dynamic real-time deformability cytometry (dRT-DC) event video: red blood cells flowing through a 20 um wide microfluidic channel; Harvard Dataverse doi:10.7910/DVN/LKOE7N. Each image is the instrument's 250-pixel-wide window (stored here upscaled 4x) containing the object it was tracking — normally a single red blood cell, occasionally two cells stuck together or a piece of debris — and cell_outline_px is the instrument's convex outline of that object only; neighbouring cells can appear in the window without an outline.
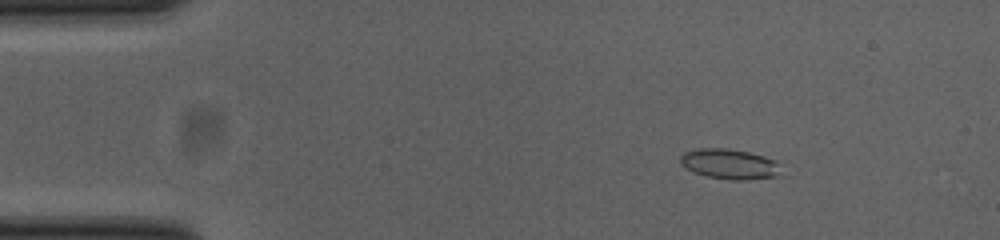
{"species": "common noctule bat (a hibernating species)", "species_latin": "Nyctalus noctula", "temperature_condition": "cold", "stored_images_in_passage": 53, "camera_frame_rate_fps": 3000, "um_per_image_px": 0.085, "animal": {"sex": "female", "body_mass_g": 23.0, "forearm_length_mm": 53.4}, "frame": {"image": 1, "passage_image": 8, "time_ms": 2.333, "image_size_px": [1000, 240], "cell_outline_px": [[780, 164], [776, 176], [744, 180], [732, 180], [708, 176], [692, 172], [680, 164], [680, 156], [684, 152], [700, 148], [728, 148], [748, 152], [764, 156]], "centroid_in_image_um": [61.95, 13.93], "position_along_channel_um": 23.1, "area_um2": 17.51}}
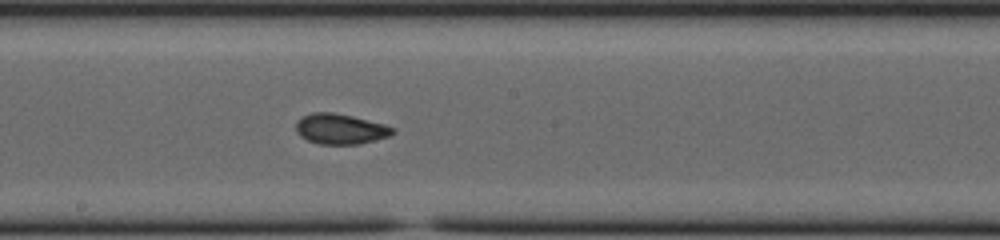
{"frame": {"image": 2, "passage_image": 29, "time_ms": 9.333, "image_size_px": [1000, 240], "cell_outline_px": [[396, 132], [388, 136], [360, 144], [320, 144], [308, 140], [300, 136], [296, 132], [296, 120], [312, 112], [332, 112], [352, 116], [384, 124], [396, 128]], "centroid_in_image_um": [28.93, 10.96], "position_along_channel_um": 219.3, "area_um2": 17.11}}
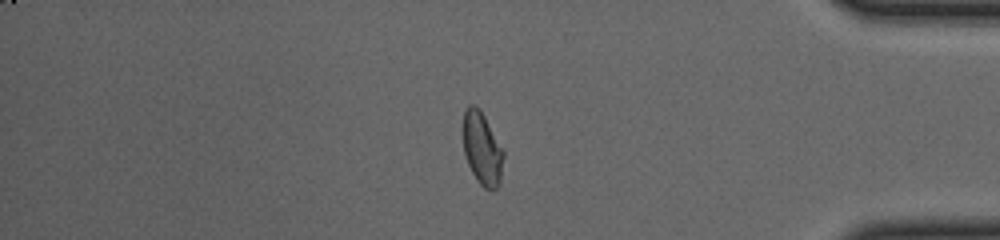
{"frame": {"image": 3, "passage_image": 45, "time_ms": 14.667, "image_size_px": [1000, 240], "cell_outline_px": [[504, 156], [500, 180], [496, 188], [484, 188], [476, 180], [468, 164], [464, 152], [464, 112], [468, 104], [476, 104], [484, 116], [504, 152]], "centroid_in_image_um": [40.97, 12.62], "position_along_channel_um": 394.2, "area_um2": 16.76}, "authors_computed_cell_mechanics": {"area_um2": 17.1088, "velocity_mm_per_s": 3.8585, "shape_relaxation_time_tau1_ms": null, "shape_relaxation_time_tau2_ms": 1.1936, "deformation_change_tau1": null, "deformation_change_tau2": 0.0613}}